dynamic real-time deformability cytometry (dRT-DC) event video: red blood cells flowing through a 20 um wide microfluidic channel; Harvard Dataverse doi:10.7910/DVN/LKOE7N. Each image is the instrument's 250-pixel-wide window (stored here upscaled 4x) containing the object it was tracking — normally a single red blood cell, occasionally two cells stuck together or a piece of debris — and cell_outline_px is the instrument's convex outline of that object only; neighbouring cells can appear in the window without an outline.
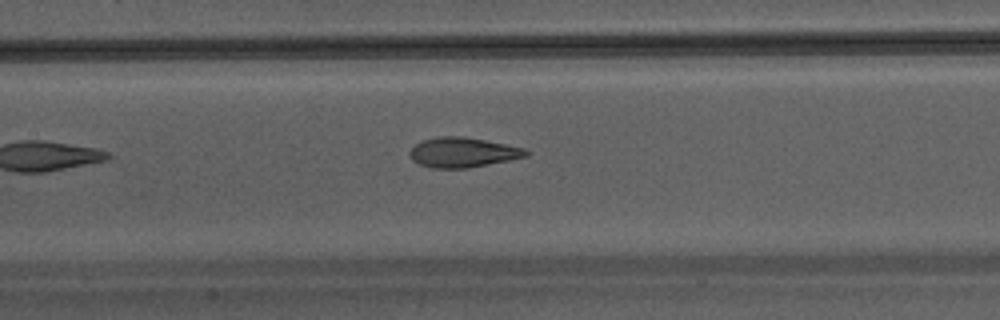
{"species": "Egyptian fruit bat (a non-hibernating species)", "species_latin": "Rousettus aegyptiacus", "temperature_condition": "warm", "stored_images_in_passage": 7, "segment_of_instrument_passage": [1, 2], "camera_frame_rate_fps": 3000, "um_per_image_px": 0.085, "animal": {"sex": "male"}, "frame": {"image": 1, "passage_image": 6, "time_ms": 1.667, "image_size_px": [1000, 320], "cell_outline_px": [[528, 156], [468, 168], [432, 168], [420, 164], [412, 160], [408, 152], [416, 144], [424, 140], [440, 136], [464, 136], [524, 148], [528, 152]], "centroid_in_image_um": [39.31, 12.95], "position_along_channel_um": 168.1, "area_um2": 20.0}}